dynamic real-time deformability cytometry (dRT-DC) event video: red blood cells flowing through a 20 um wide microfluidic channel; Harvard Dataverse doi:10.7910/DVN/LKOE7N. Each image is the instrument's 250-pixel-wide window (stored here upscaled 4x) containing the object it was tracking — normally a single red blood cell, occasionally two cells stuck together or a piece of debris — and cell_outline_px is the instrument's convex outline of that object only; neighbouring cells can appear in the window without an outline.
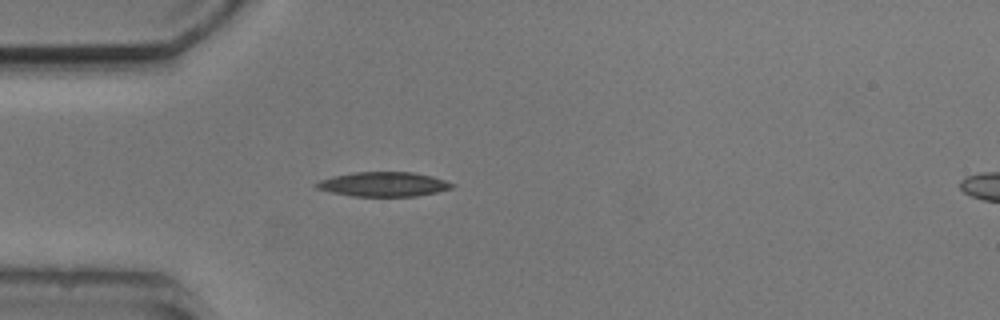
{"species": "common noctule bat (a hibernating species)", "species_latin": "Nyctalus noctula", "temperature_condition": "cold", "stored_images_in_passage": 6, "camera_frame_rate_fps": 3000, "um_per_image_px": 0.085, "animal": {"sex": "male", "body_mass_g": 20.5, "forearm_length_mm": 52.5}, "frame": {"image": 1, "passage_image": 5, "time_ms": 4.667, "image_size_px": [1000, 320], "cell_outline_px": [[456, 184], [452, 188], [436, 192], [416, 196], [352, 196], [332, 192], [316, 188], [312, 184], [320, 180], [332, 176], [352, 172], [412, 172], [432, 176]], "centroid_in_image_um": [32.57, 15.65], "position_along_channel_um": 52.4, "area_um2": 19.36}}